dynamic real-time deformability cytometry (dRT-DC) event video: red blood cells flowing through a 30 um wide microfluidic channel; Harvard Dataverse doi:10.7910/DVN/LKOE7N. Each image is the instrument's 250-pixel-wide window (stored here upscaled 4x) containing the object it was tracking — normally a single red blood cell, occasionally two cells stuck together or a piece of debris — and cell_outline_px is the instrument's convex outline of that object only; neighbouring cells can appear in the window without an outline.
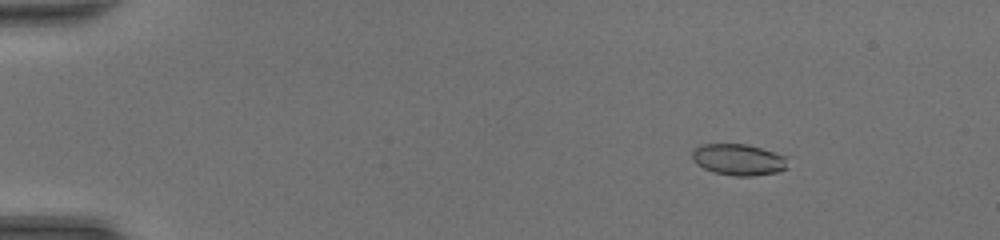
{"species": "common noctule bat (a hibernating species)", "species_latin": "Nyctalus noctula", "temperature_condition": "room temperature", "stored_images_in_passage": 42, "camera_frame_rate_fps": 3000, "um_per_image_px": 0.085, "animal": {"sex": "female", "body_mass_g": 20.0, "forearm_length_mm": 54.0}, "frame": {"image": 1, "passage_image": 1, "time_ms": 0.0, "image_size_px": [1000, 240], "cell_outline_px": [[788, 168], [776, 172], [752, 176], [732, 176], [712, 172], [696, 164], [692, 160], [692, 152], [700, 144], [748, 144], [788, 156]], "centroid_in_image_um": [62.79, 13.57], "position_along_channel_um": 22.2, "area_um2": 17.74}}
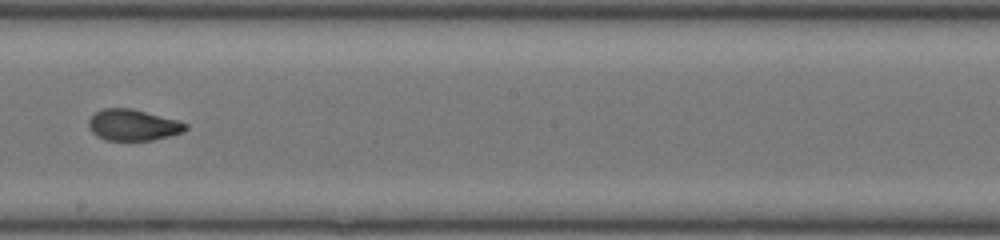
{"frame": {"image": 2, "passage_image": 23, "time_ms": 7.333, "image_size_px": [1000, 240], "cell_outline_px": [[188, 128], [184, 132], [152, 140], [104, 140], [96, 136], [88, 128], [88, 120], [96, 112], [104, 108], [132, 108], [176, 120], [188, 124]], "centroid_in_image_um": [11.28, 10.63], "position_along_channel_um": 236.9, "area_um2": 17.63}}
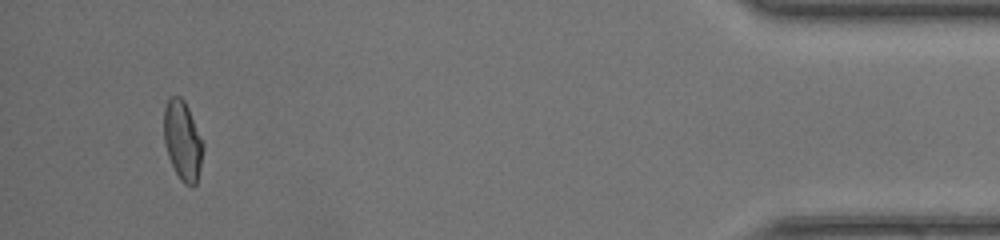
{"frame": {"image": 3, "passage_image": 40, "time_ms": 13.0, "image_size_px": [1000, 240], "cell_outline_px": [[204, 148], [200, 168], [196, 184], [192, 188], [184, 184], [180, 180], [168, 156], [164, 140], [164, 108], [168, 100], [172, 96], [180, 96], [184, 100], [188, 108], [204, 144]], "centroid_in_image_um": [15.53, 11.98], "position_along_channel_um": 419.7, "area_um2": 18.09}, "authors_computed_cell_mechanics": {"area_um2": 18.0047, "velocity_mm_per_s": 4.4156, "shape_relaxation_time_tau1_ms": null, "shape_relaxation_time_tau2_ms": 1.2627, "deformation_change_tau1": null, "deformation_change_tau2": 0.0552}}